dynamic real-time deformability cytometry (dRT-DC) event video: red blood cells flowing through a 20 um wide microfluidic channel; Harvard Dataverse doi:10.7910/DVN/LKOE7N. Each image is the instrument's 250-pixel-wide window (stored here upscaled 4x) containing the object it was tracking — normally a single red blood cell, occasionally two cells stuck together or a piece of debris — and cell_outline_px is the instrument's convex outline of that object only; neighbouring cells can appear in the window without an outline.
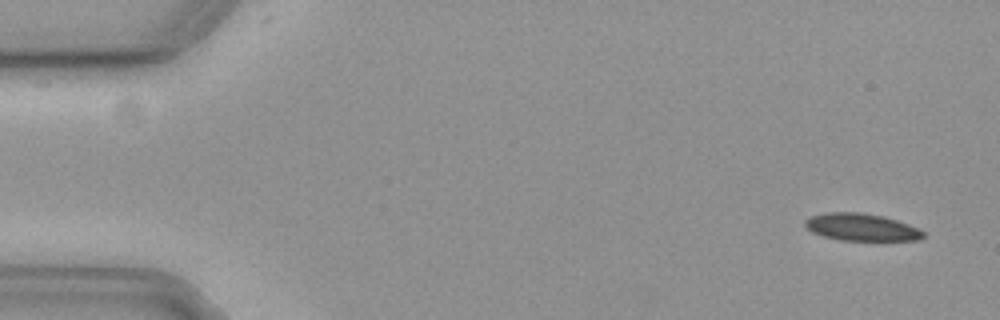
{"species": "common noctule bat (a hibernating species)", "species_latin": "Nyctalus noctula", "temperature_condition": "cold", "stored_images_in_passage": 52, "camera_frame_rate_fps": 3000, "um_per_image_px": 0.085, "animal": {"sex": "female", "body_mass_g": 19.3, "forearm_length_mm": 54.1}, "frame": {"image": 1, "passage_image": 1, "time_ms": 0.0, "image_size_px": [1000, 320], "cell_outline_px": [[924, 236], [920, 240], [840, 240], [824, 236], [812, 232], [804, 224], [804, 220], [812, 216], [828, 212], [860, 212], [884, 216], [908, 224], [924, 232]], "centroid_in_image_um": [73.21, 19.3], "position_along_channel_um": 11.8, "area_um2": 18.61}}
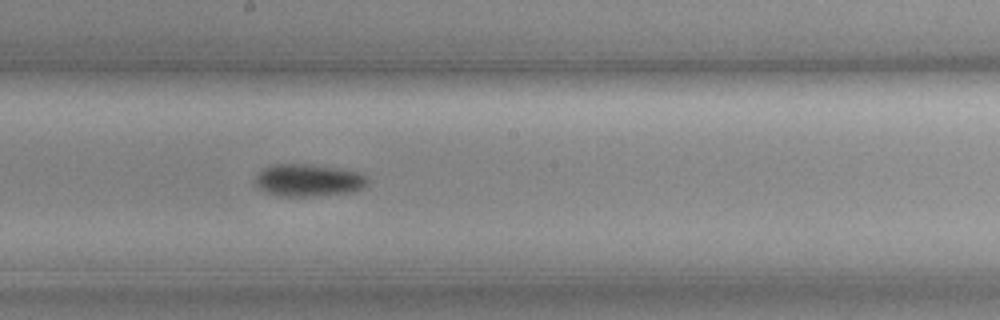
{"frame": {"image": 2, "passage_image": 29, "time_ms": 9.333, "image_size_px": [1000, 320], "cell_outline_px": [[368, 184], [364, 188], [352, 192], [312, 196], [276, 196], [264, 192], [256, 188], [256, 176], [264, 168], [272, 164], [304, 164], [332, 168], [356, 172], [364, 176], [368, 180]], "centroid_in_image_um": [26.16, 15.34], "position_along_channel_um": 222.0, "area_um2": 20.98}}
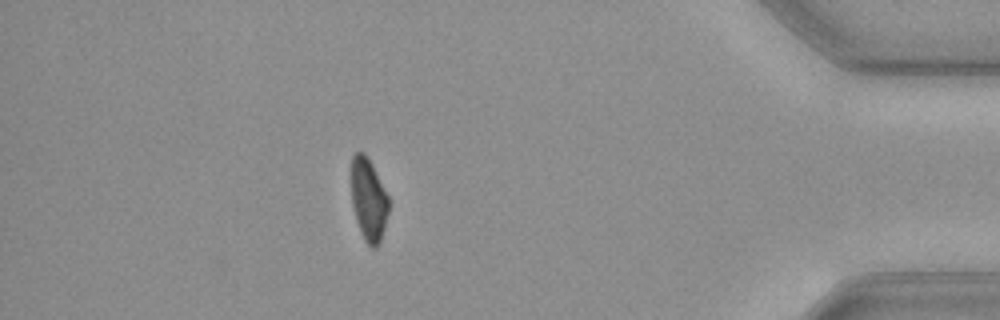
{"frame": {"image": 3, "passage_image": 48, "time_ms": 15.667, "image_size_px": [1000, 320], "cell_outline_px": [[388, 212], [384, 228], [380, 240], [376, 248], [372, 248], [364, 240], [360, 232], [356, 220], [352, 204], [352, 156], [356, 152], [364, 152], [368, 156], [388, 196]], "centroid_in_image_um": [31.32, 16.96], "position_along_channel_um": 403.9, "area_um2": 17.8}, "authors_computed_cell_mechanics": {"area_um2": 20.2011, "velocity_mm_per_s": 3.6539, "shape_relaxation_time_tau1_ms": 5.72, "shape_relaxation_time_tau2_ms": null, "deformation_change_tau1": 0.1028, "deformation_change_tau2": null}}